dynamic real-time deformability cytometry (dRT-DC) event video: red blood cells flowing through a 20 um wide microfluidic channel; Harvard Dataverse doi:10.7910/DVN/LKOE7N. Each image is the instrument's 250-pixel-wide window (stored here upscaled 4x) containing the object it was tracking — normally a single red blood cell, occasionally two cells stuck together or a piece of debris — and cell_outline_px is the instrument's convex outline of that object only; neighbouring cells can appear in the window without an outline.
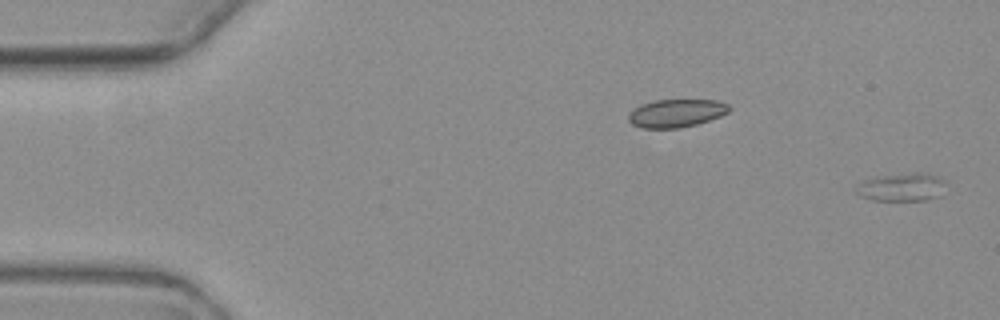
{"species": "common noctule bat (a hibernating species)", "species_latin": "Nyctalus noctula", "temperature_condition": "warm", "stored_images_in_passage": 3, "segment_of_instrument_passage": [2, 2], "camera_frame_rate_fps": 3000, "um_per_image_px": 0.085, "animal": {"sex": "female", "body_mass_g": 19.3, "forearm_length_mm": 54.1}, "frame": {"image": 1, "passage_image": 3, "time_ms": 2.333, "image_size_px": [1000, 320], "cell_outline_px": [[940, 196], [924, 200], [872, 200], [860, 196], [856, 192], [856, 188], [864, 180], [876, 176], [912, 172], [924, 172], [936, 176], [940, 180]], "centroid_in_image_um": [76.56, 15.9], "position_along_channel_um": 8.4, "area_um2": 14.33}}